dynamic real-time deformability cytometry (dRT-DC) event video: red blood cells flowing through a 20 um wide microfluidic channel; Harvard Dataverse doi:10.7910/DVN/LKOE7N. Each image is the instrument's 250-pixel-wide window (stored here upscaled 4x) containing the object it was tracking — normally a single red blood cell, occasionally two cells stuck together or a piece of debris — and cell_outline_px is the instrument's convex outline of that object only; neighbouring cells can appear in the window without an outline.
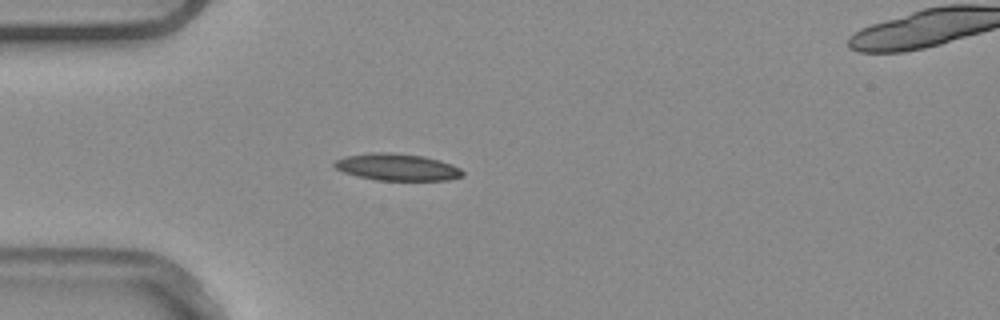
{"species": "common noctule bat (a hibernating species)", "species_latin": "Nyctalus noctula", "temperature_condition": "warm", "stored_images_in_passage": 6, "camera_frame_rate_fps": 3000, "um_per_image_px": 0.085, "animal": {"sex": "male", "body_mass_g": 20.4}, "frame": {"image": 1, "passage_image": 5, "time_ms": 1.333, "image_size_px": [1000, 320], "cell_outline_px": [[464, 176], [448, 180], [376, 180], [356, 176], [344, 172], [336, 168], [332, 164], [336, 160], [344, 156], [368, 152], [392, 152], [424, 156], [440, 160], [452, 164], [460, 168], [464, 172]], "centroid_in_image_um": [33.76, 14.19], "position_along_channel_um": 51.2, "area_um2": 20.35}}